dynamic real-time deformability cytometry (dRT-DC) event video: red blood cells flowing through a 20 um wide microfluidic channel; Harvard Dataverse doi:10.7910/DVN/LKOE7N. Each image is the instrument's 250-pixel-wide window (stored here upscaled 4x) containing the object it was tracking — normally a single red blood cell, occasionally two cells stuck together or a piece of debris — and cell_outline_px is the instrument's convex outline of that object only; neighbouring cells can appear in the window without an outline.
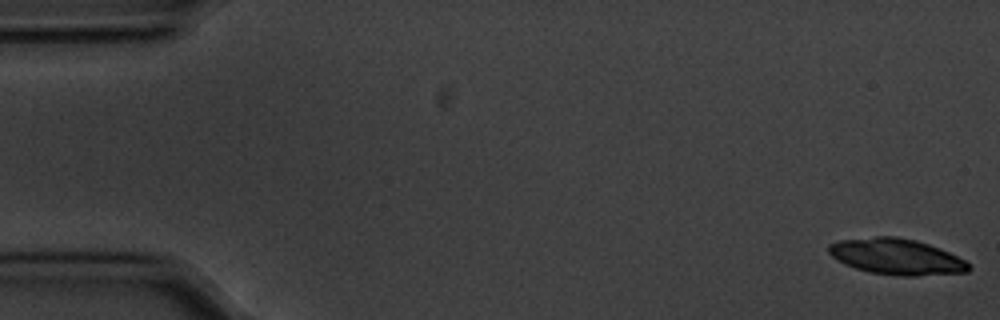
{"species": "common noctule bat (a hibernating species)", "species_latin": "Nyctalus noctula", "temperature_condition": "cold", "stored_images_in_passage": 14, "camera_frame_rate_fps": 3000, "um_per_image_px": 0.085, "animal": {"sex": "male", "body_mass_g": 20.1, "forearm_length_mm": 53.5}, "frame": {"image": 1, "passage_image": 1, "time_ms": 0.0, "image_size_px": [1000, 320], "cell_outline_px": [[972, 268], [968, 272], [916, 276], [900, 276], [872, 272], [856, 268], [844, 264], [832, 256], [828, 252], [828, 244], [840, 240], [876, 236], [896, 236], [916, 240], [940, 248], [964, 260]], "centroid_in_image_um": [76.2, 21.81], "position_along_channel_um": 8.8, "area_um2": 29.25}}
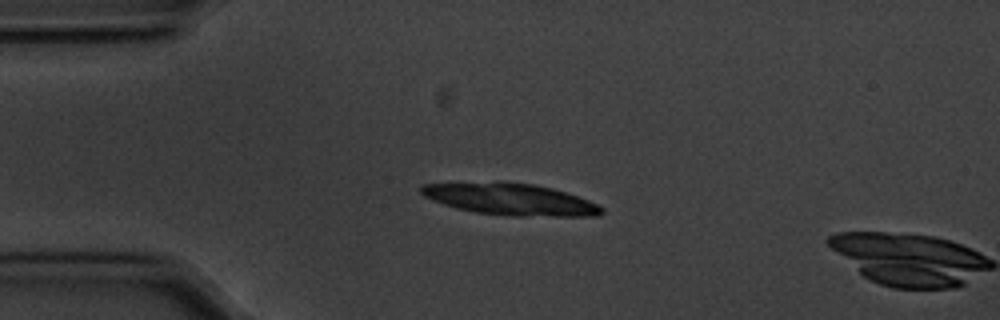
{"frame": {"image": 2, "passage_image": 13, "time_ms": 4.0, "image_size_px": [1000, 320], "cell_outline_px": [[604, 212], [600, 216], [508, 216], [476, 212], [456, 208], [444, 204], [424, 196], [420, 192], [420, 188], [424, 184], [532, 184], [552, 188], [588, 200], [604, 208]], "centroid_in_image_um": [43.47, 16.99], "position_along_channel_um": 41.5, "area_um2": 32.08}}